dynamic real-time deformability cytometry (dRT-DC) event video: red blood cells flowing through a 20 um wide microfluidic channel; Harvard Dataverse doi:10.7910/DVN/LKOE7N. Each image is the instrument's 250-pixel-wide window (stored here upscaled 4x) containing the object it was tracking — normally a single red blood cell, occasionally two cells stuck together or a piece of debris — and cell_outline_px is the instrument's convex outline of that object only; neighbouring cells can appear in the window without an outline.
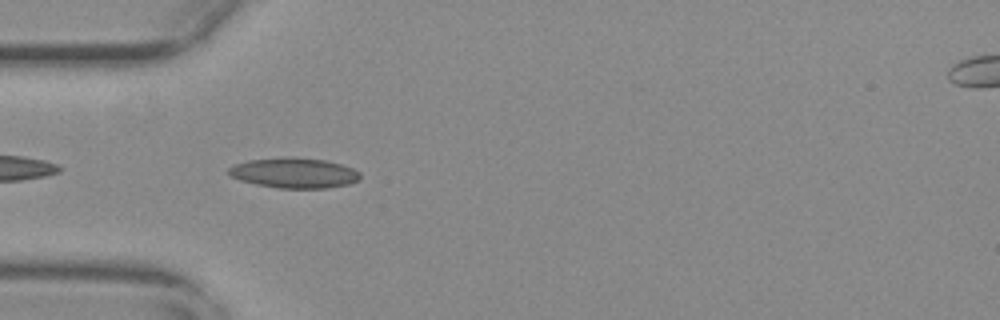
{"species": "common noctule bat (a hibernating species)", "species_latin": "Nyctalus noctula", "temperature_condition": "warm", "stored_images_in_passage": 39, "camera_frame_rate_fps": 3000, "um_per_image_px": 0.085, "animal": {"sex": "female", "body_mass_g": 29.2, "forearm_length_mm": 56.3}, "frame": {"image": 1, "passage_image": 2, "time_ms": 0.333, "image_size_px": [1000, 320], "cell_outline_px": [[360, 180], [348, 184], [328, 188], [276, 188], [256, 184], [240, 180], [232, 176], [228, 172], [228, 168], [236, 164], [248, 160], [280, 156], [288, 156], [324, 160], [340, 164], [352, 168], [360, 172]], "centroid_in_image_um": [25.0, 14.69], "position_along_channel_um": 60.0, "area_um2": 23.29}}
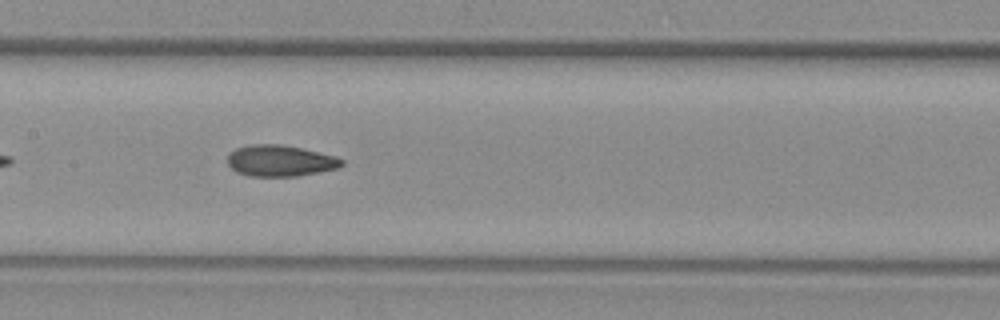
{"frame": {"image": 2, "passage_image": 12, "time_ms": 3.667, "image_size_px": [1000, 320], "cell_outline_px": [[344, 164], [340, 168], [296, 176], [248, 176], [236, 172], [228, 164], [228, 156], [236, 148], [252, 144], [280, 144], [300, 148], [336, 156], [344, 160]], "centroid_in_image_um": [23.83, 13.67], "position_along_channel_um": 183.6, "area_um2": 20.75}}
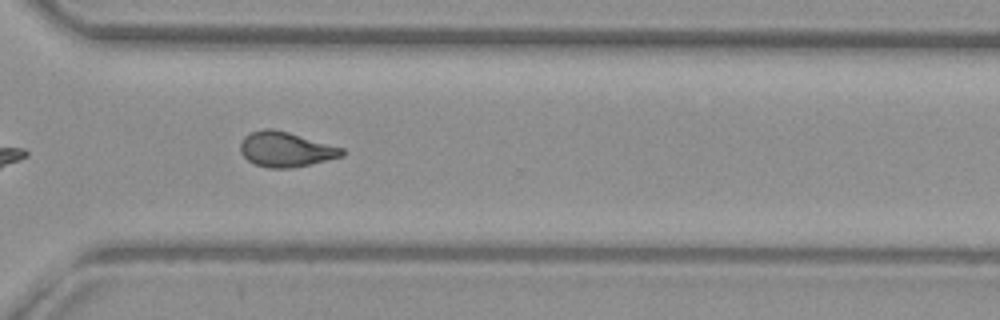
{"frame": {"image": 3, "passage_image": 25, "time_ms": 8.0, "image_size_px": [1000, 320], "cell_outline_px": [[344, 156], [292, 168], [268, 168], [256, 164], [248, 160], [240, 152], [240, 144], [244, 136], [252, 132], [264, 128], [272, 128], [288, 132], [344, 148]], "centroid_in_image_um": [24.28, 12.69], "position_along_channel_um": 346.3, "area_um2": 20.63}, "authors_computed_cell_mechanics": {"area_um2": 20.6924, "velocity_mm_per_s": 3.759, "shape_relaxation_time_tau1_ms": null, "shape_relaxation_time_tau2_ms": 2.1039, "deformation_change_tau1": null, "deformation_change_tau2": 0.0868}}